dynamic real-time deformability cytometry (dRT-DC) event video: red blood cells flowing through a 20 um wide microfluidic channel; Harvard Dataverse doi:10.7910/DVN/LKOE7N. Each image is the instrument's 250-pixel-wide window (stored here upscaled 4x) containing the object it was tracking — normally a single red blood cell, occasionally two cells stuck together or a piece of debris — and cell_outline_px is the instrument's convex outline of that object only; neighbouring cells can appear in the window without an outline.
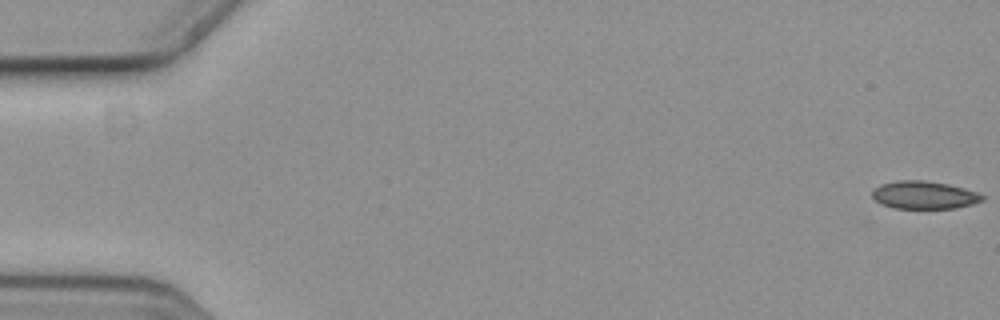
{"species": "common noctule bat (a hibernating species)", "species_latin": "Nyctalus noctula", "temperature_condition": "cold", "stored_images_in_passage": 13, "camera_frame_rate_fps": 3000, "um_per_image_px": 0.085, "animal": {"sex": "female", "body_mass_g": 19.3, "forearm_length_mm": 54.1}, "frame": {"image": 1, "passage_image": 1, "time_ms": 0.0, "image_size_px": [1000, 320], "cell_outline_px": [[984, 200], [972, 204], [956, 208], [896, 208], [884, 204], [876, 200], [872, 196], [872, 192], [876, 188], [884, 184], [900, 180], [924, 180], [948, 184], [964, 188], [976, 192], [984, 196]], "centroid_in_image_um": [78.6, 16.57], "position_along_channel_um": 6.4, "area_um2": 17.51}}